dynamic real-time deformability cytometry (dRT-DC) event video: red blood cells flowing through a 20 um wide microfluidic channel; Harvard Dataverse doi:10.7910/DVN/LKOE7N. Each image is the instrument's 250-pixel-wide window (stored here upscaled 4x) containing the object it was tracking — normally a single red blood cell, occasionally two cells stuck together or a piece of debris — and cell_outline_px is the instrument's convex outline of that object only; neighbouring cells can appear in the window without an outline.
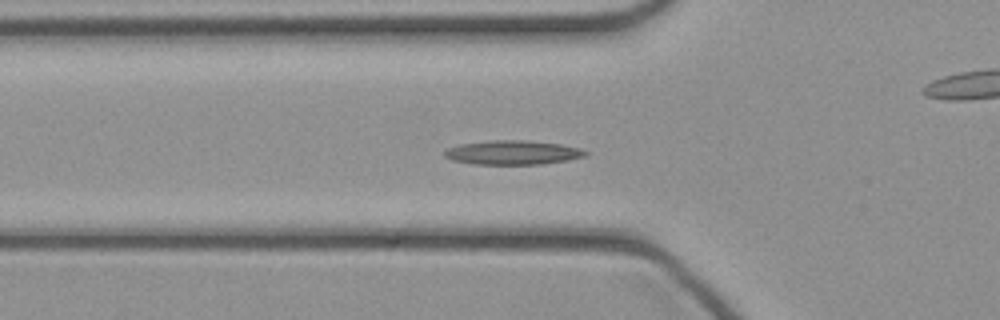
{"species": "common noctule bat (a hibernating species)", "species_latin": "Nyctalus noctula", "temperature_condition": "cold", "stored_images_in_passage": 34, "camera_frame_rate_fps": 3000, "um_per_image_px": 0.085, "animal": {"sex": "female", "body_mass_g": 21.9}, "frame": {"image": 1, "passage_image": 3, "time_ms": 0.667, "image_size_px": [1000, 320], "cell_outline_px": [[588, 156], [568, 160], [540, 164], [472, 164], [452, 160], [444, 156], [444, 152], [448, 148], [460, 144], [492, 140], [524, 140], [560, 144], [580, 148], [588, 152]], "centroid_in_image_um": [43.6, 12.97], "position_along_channel_um": 82.2, "area_um2": 19.83}}
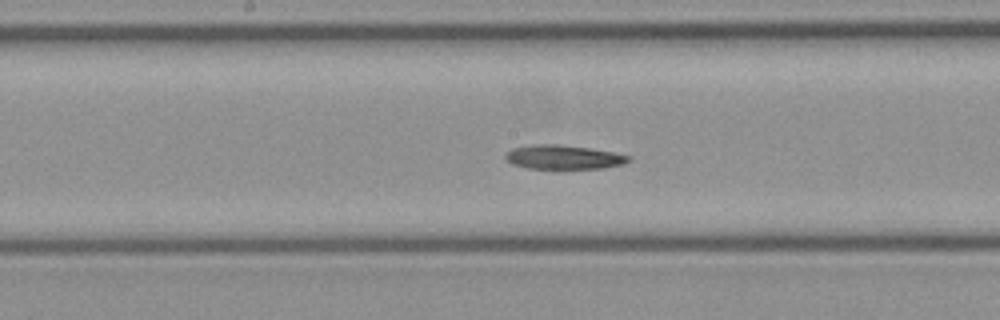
{"frame": {"image": 2, "passage_image": 11, "time_ms": 3.333, "image_size_px": [1000, 320], "cell_outline_px": [[632, 160], [624, 164], [604, 168], [528, 168], [512, 164], [504, 156], [512, 148], [532, 144], [556, 144], [588, 148], [612, 152], [632, 156]], "centroid_in_image_um": [47.93, 13.35], "position_along_channel_um": 200.3, "area_um2": 17.17}}
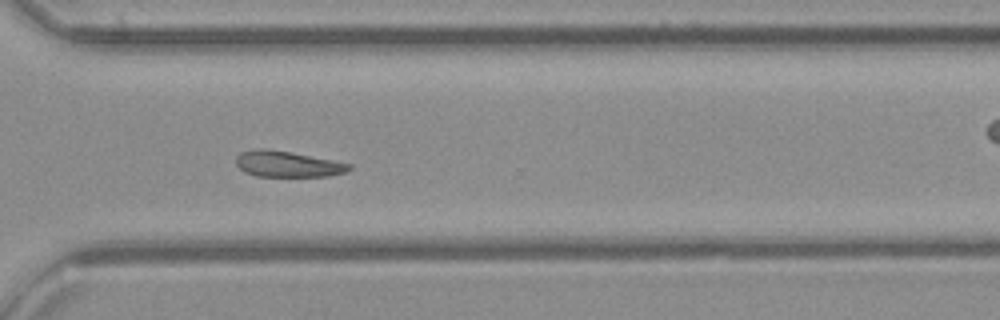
{"frame": {"image": 3, "passage_image": 21, "time_ms": 6.667, "image_size_px": [1000, 320], "cell_outline_px": [[352, 168], [348, 172], [328, 176], [256, 176], [244, 172], [236, 164], [236, 156], [240, 152], [256, 148], [264, 148], [288, 152], [332, 160], [352, 164]], "centroid_in_image_um": [24.43, 13.95], "position_along_channel_um": 346.2, "area_um2": 17.05}}